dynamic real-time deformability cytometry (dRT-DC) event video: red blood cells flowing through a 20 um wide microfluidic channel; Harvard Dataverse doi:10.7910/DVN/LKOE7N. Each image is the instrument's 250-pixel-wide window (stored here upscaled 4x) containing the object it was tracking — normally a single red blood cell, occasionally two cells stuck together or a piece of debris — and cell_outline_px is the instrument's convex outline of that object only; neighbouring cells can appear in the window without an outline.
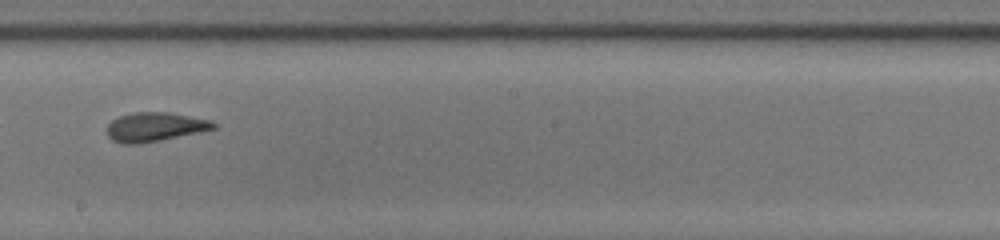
{"species": "common noctule bat (a hibernating species)", "species_latin": "Nyctalus noctula", "temperature_condition": "room temperature", "stored_images_in_passage": 33, "camera_frame_rate_fps": 3000, "um_per_image_px": 0.085, "animal": {"sex": "male", "body_mass_g": 13.0, "forearm_length_mm": 53.1}, "frame": {"image": 1, "passage_image": 15, "time_ms": 4.667, "image_size_px": [1000, 240], "cell_outline_px": [[220, 124], [216, 128], [160, 140], [136, 144], [124, 144], [112, 140], [108, 136], [108, 124], [112, 120], [120, 116], [136, 112], [168, 112], [212, 120]], "centroid_in_image_um": [13.19, 10.78], "position_along_channel_um": 235.0, "area_um2": 17.92}}
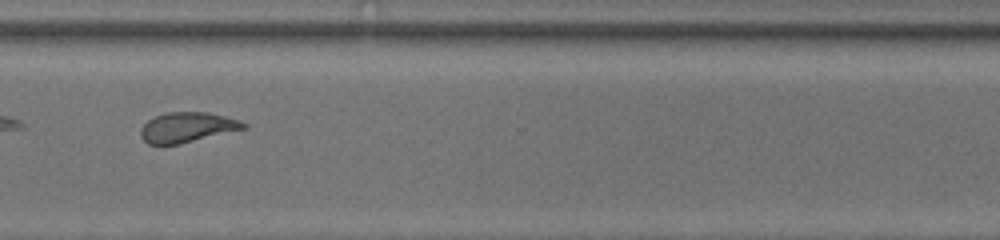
{"frame": {"image": 2, "passage_image": 24, "time_ms": 7.667, "image_size_px": [1000, 240], "cell_outline_px": [[248, 128], [180, 144], [148, 144], [140, 136], [140, 128], [148, 120], [156, 116], [168, 112], [208, 112], [240, 120], [248, 124]], "centroid_in_image_um": [15.94, 10.82], "position_along_channel_um": 354.7, "area_um2": 18.09}, "authors_computed_cell_mechanics": {"area_um2": 18.2648, "velocity_mm_per_s": 4.0067, "shape_relaxation_time_tau1_ms": 3.5041, "shape_relaxation_time_tau2_ms": 1.3472, "deformation_change_tau1": 0.1424, "deformation_change_tau2": 0.0767}}